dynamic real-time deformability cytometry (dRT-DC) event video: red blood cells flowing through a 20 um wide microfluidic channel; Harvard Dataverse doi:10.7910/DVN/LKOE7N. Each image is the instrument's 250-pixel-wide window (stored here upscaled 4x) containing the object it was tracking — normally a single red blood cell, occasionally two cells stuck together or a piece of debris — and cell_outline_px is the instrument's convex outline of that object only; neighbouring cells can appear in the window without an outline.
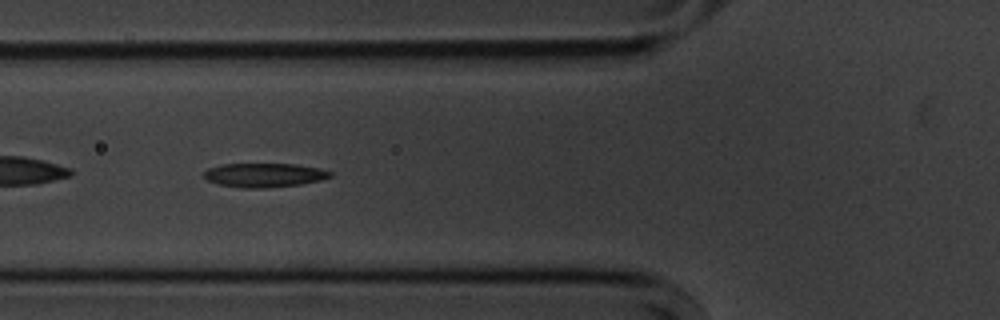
{"species": "common noctule bat (a hibernating species)", "species_latin": "Nyctalus noctula", "temperature_condition": "cold", "stored_images_in_passage": 40, "camera_frame_rate_fps": 3000, "um_per_image_px": 0.085, "animal": {"sex": "male", "body_mass_g": 20.1, "forearm_length_mm": 53.5}, "frame": {"image": 1, "passage_image": 5, "time_ms": 1.333, "image_size_px": [1000, 320], "cell_outline_px": [[332, 176], [320, 180], [300, 184], [264, 188], [240, 188], [220, 184], [208, 180], [200, 176], [208, 168], [224, 164], [296, 164], [320, 168], [332, 172]], "centroid_in_image_um": [22.44, 14.88], "position_along_channel_um": 103.4, "area_um2": 17.69}}
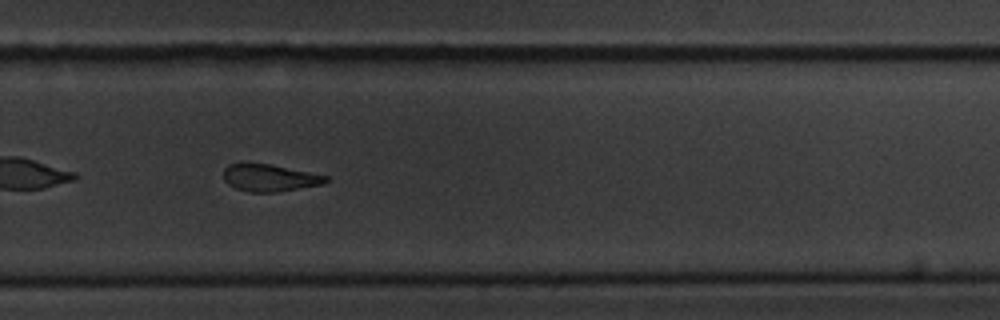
{"frame": {"image": 2, "passage_image": 22, "time_ms": 7.0, "image_size_px": [1000, 320], "cell_outline_px": [[328, 180], [324, 184], [276, 192], [248, 192], [236, 188], [228, 184], [224, 180], [224, 168], [228, 164], [240, 160], [248, 160], [328, 176]], "centroid_in_image_um": [22.83, 15.07], "position_along_channel_um": 307.0, "area_um2": 16.59}}
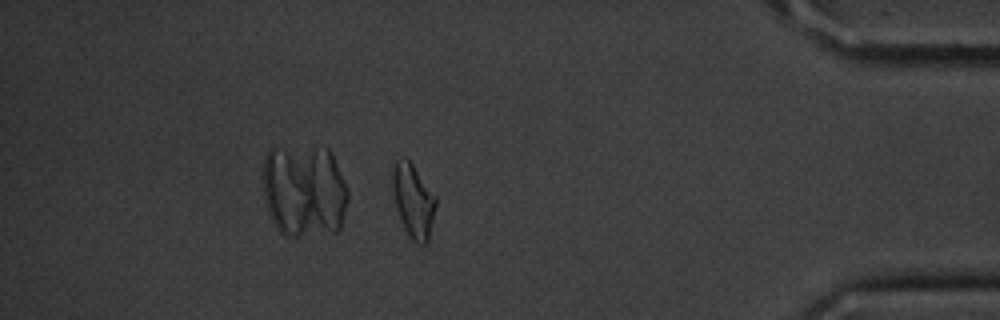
{"frame": {"image": 3, "passage_image": 33, "time_ms": 10.667, "image_size_px": [1000, 320], "cell_outline_px": [[436, 204], [428, 240], [424, 244], [416, 244], [412, 240], [404, 228], [396, 204], [392, 184], [392, 164], [396, 160], [404, 156], [412, 164], [436, 196]], "centroid_in_image_um": [35.12, 17.03], "position_along_channel_um": 400.1, "area_um2": 18.26}}